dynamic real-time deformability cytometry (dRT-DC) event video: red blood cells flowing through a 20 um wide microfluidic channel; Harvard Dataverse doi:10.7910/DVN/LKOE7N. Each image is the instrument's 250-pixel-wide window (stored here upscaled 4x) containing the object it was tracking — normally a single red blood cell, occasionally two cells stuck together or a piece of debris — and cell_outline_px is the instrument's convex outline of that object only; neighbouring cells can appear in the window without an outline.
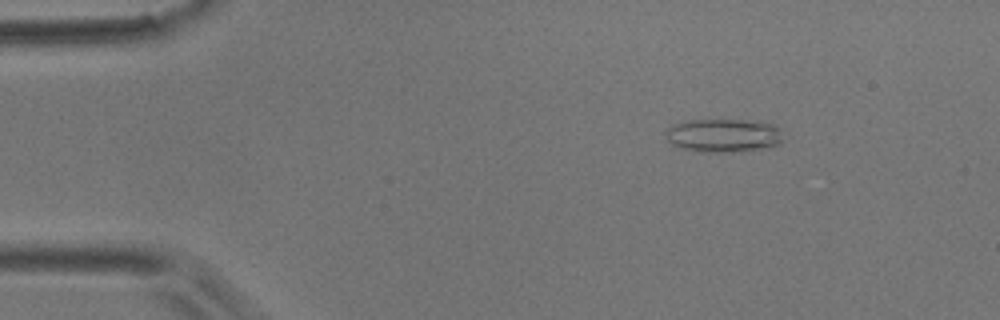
{"species": "common noctule bat (a hibernating species)", "species_latin": "Nyctalus noctula", "temperature_condition": "room temperature", "stored_images_in_passage": 5, "camera_frame_rate_fps": 3000, "um_per_image_px": 0.085, "animal": {"sex": "male", "body_mass_g": 17.9}, "frame": {"image": 1, "passage_image": 3, "time_ms": 0.667, "image_size_px": [1000, 320], "cell_outline_px": [[784, 140], [780, 144], [768, 148], [728, 152], [704, 152], [684, 148], [672, 144], [668, 140], [664, 132], [672, 124], [688, 120], [768, 120], [776, 124], [780, 128]], "centroid_in_image_um": [61.59, 11.49], "position_along_channel_um": 23.4, "area_um2": 23.41}}